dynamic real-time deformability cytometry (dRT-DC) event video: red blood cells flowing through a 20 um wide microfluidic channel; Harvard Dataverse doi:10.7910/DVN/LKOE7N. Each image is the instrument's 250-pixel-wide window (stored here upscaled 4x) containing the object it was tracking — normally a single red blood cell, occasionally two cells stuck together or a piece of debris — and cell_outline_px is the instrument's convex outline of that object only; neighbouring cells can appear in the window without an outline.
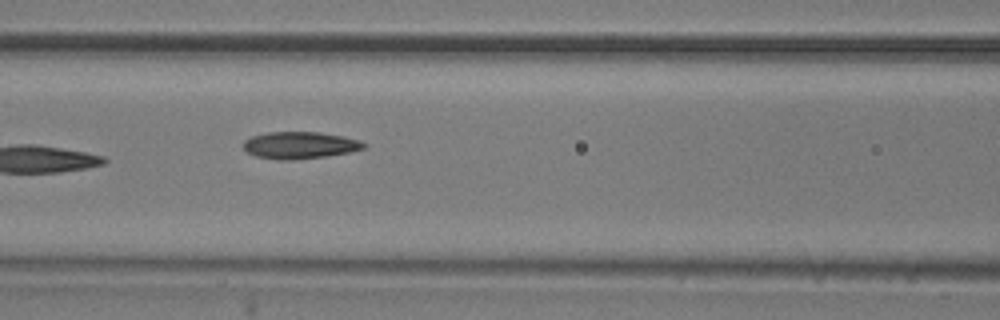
{"species": "common noctule bat (a hibernating species)", "species_latin": "Nyctalus noctula", "temperature_condition": "room temperature", "stored_images_in_passage": 6, "camera_frame_rate_fps": 3000, "um_per_image_px": 0.085, "animal": {"sex": "male", "body_mass_g": 20.5, "forearm_length_mm": 52.5}, "frame": {"image": 1, "passage_image": 6, "time_ms": 1.667, "image_size_px": [1000, 320], "cell_outline_px": [[368, 144], [364, 148], [348, 152], [324, 156], [292, 160], [280, 160], [256, 156], [248, 152], [244, 148], [244, 140], [252, 136], [268, 132], [320, 132], [344, 136], [360, 140]], "centroid_in_image_um": [25.5, 12.33], "position_along_channel_um": 141.1, "area_um2": 18.84}}